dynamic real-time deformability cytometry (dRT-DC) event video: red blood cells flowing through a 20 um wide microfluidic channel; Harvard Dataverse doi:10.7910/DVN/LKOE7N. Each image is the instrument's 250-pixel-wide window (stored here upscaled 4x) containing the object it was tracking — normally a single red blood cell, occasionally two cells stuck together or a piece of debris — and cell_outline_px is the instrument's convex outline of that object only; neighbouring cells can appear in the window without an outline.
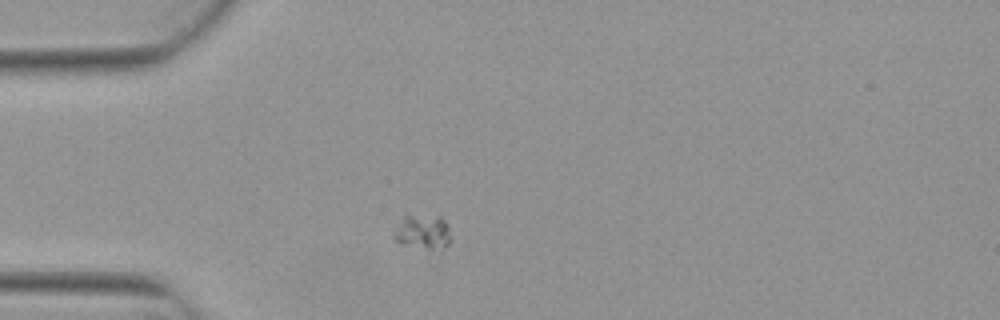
{"species": "Egyptian fruit bat (a non-hibernating species)", "species_latin": "Rousettus aegyptiacus", "temperature_condition": "warm", "stored_images_in_passage": 5, "camera_frame_rate_fps": 3000, "um_per_image_px": 0.085, "animal": {"sex": "female"}, "frame": {"image": 1, "passage_image": 2, "time_ms": 0.333, "image_size_px": [1000, 320], "cell_outline_px": [[448, 244], [444, 248], [428, 248], [396, 240], [392, 236], [392, 232], [404, 216], [440, 216], [448, 224]], "centroid_in_image_um": [35.93, 19.67], "position_along_channel_um": 49.1, "area_um2": 10.75}}
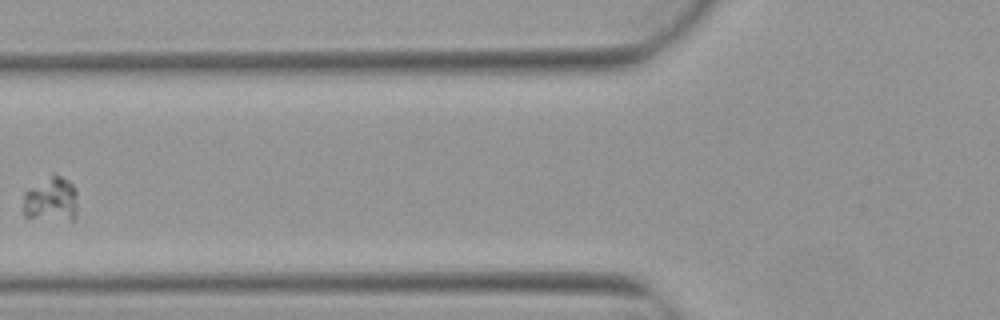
{"frame": {"image": 2, "passage_image": 4, "time_ms": 1.0, "image_size_px": [1000, 320], "cell_outline_px": [[76, 216], [72, 220], [24, 216], [24, 192], [28, 188], [52, 172], [68, 180], [76, 188]], "centroid_in_image_um": [4.35, 16.89], "position_along_channel_um": 121.5, "area_um2": 14.22}}
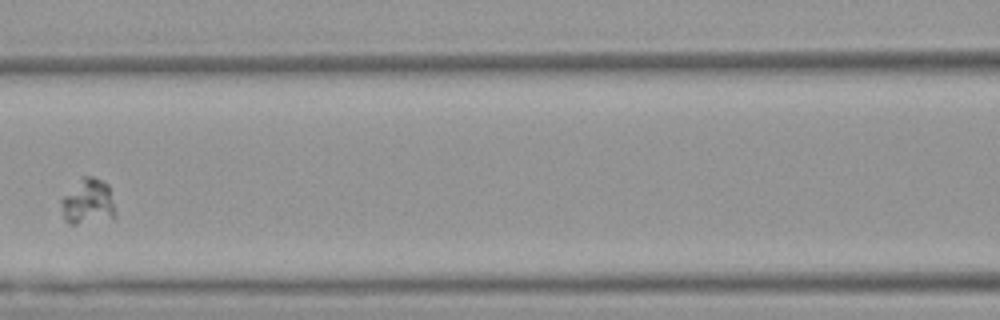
{"frame": {"image": 3, "passage_image": 5, "time_ms": 1.333, "image_size_px": [1000, 320], "cell_outline_px": [[116, 216], [112, 220], [76, 224], [68, 224], [64, 220], [60, 200], [84, 176], [92, 176], [108, 184], [116, 212]], "centroid_in_image_um": [7.51, 17.2], "position_along_channel_um": 159.1, "area_um2": 14.45}}